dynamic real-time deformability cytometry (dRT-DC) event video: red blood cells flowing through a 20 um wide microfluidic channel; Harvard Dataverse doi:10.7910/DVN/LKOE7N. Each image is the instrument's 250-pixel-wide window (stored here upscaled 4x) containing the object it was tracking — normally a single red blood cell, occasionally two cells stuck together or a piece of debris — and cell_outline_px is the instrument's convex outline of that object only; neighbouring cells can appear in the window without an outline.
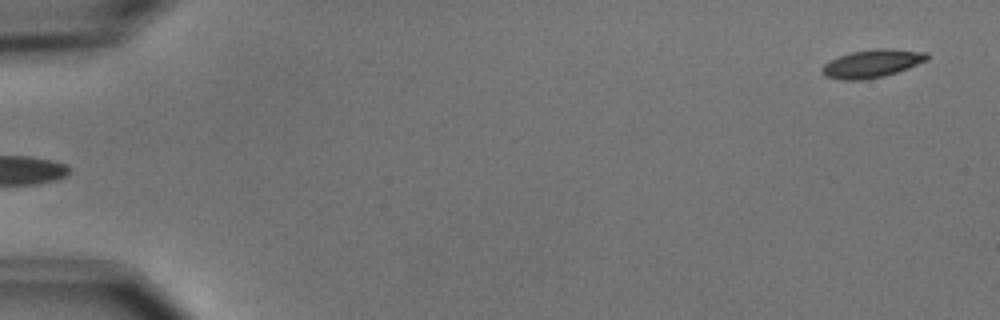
{"species": "common noctule bat (a hibernating species)", "species_latin": "Nyctalus noctula", "temperature_condition": "cold", "stored_images_in_passage": 6, "segment_of_instrument_passage": [2, 2], "camera_frame_rate_fps": 3000, "um_per_image_px": 0.085, "animal": {"sex": "male", "body_mass_g": 15.6}, "frame": {"image": 1, "passage_image": 6, "time_ms": 6.0, "image_size_px": [1000, 320], "cell_outline_px": [[928, 60], [908, 68], [884, 76], [864, 80], [840, 80], [828, 76], [820, 68], [824, 64], [840, 56], [852, 52], [876, 48], [892, 48], [928, 52]], "centroid_in_image_um": [74.18, 5.39], "position_along_channel_um": 10.8, "area_um2": 17.05}}